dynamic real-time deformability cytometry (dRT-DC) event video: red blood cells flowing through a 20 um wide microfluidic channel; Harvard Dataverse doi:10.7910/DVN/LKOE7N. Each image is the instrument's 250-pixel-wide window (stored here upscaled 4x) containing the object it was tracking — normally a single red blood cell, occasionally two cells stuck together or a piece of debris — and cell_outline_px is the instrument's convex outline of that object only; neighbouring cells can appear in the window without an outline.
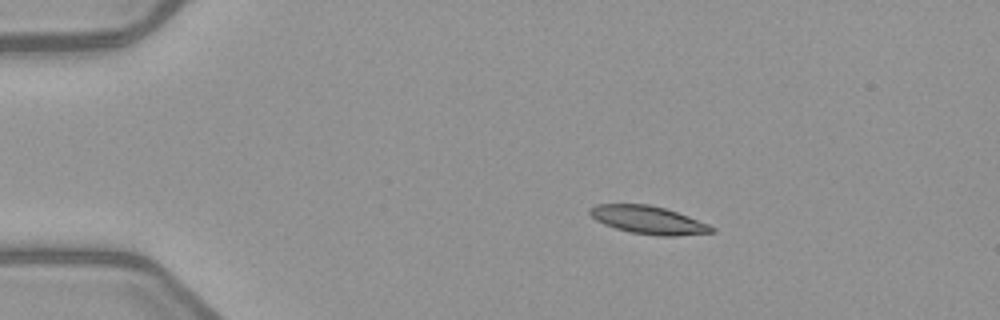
{"species": "common noctule bat (a hibernating species)", "species_latin": "Nyctalus noctula", "temperature_condition": "warm", "stored_images_in_passage": 7, "camera_frame_rate_fps": 3000, "um_per_image_px": 0.085, "animal": {"sex": "female", "body_mass_g": 21.9}, "frame": {"image": 1, "passage_image": 4, "time_ms": 3.333, "image_size_px": [1000, 320], "cell_outline_px": [[716, 232], [676, 236], [660, 236], [632, 232], [616, 228], [604, 224], [596, 220], [588, 212], [588, 208], [596, 204], [648, 204], [664, 208], [688, 216], [708, 224], [716, 228]], "centroid_in_image_um": [55.11, 18.7], "position_along_channel_um": 29.9, "area_um2": 19.77}}
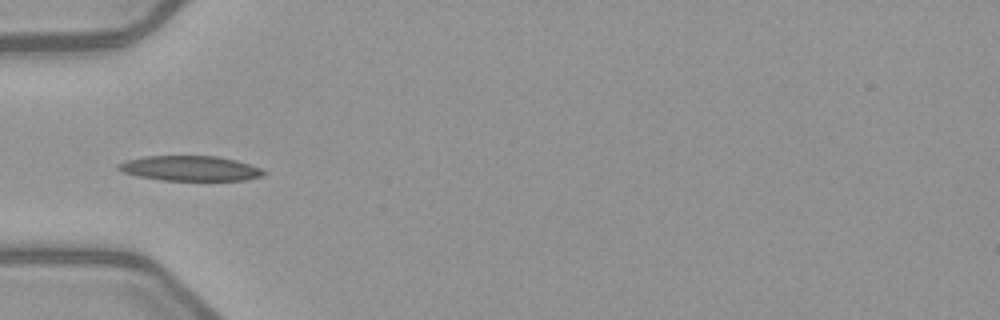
{"frame": {"image": 2, "passage_image": 6, "time_ms": 6.0, "image_size_px": [1000, 320], "cell_outline_px": [[268, 172], [260, 176], [244, 180], [164, 180], [140, 176], [124, 172], [116, 168], [116, 164], [124, 160], [144, 156], [216, 156], [236, 160], [260, 168]], "centroid_in_image_um": [16.13, 14.3], "position_along_channel_um": 68.9, "area_um2": 21.04}}
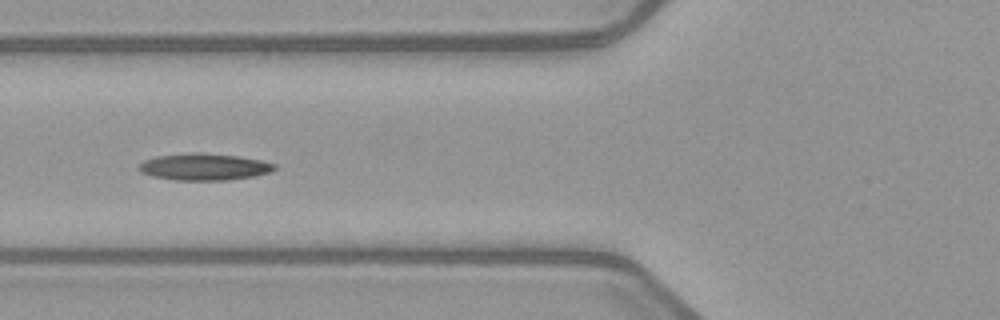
{"frame": {"image": 3, "passage_image": 7, "time_ms": 7.0, "image_size_px": [1000, 320], "cell_outline_px": [[276, 168], [272, 172], [256, 176], [228, 180], [176, 180], [152, 176], [140, 172], [136, 168], [144, 160], [156, 156], [192, 152], [204, 152], [240, 156], [260, 160], [276, 164]], "centroid_in_image_um": [17.36, 14.17], "position_along_channel_um": 108.4, "area_um2": 21.5}}